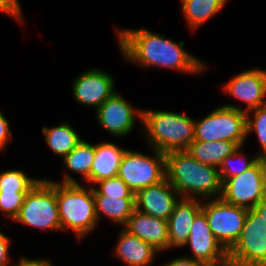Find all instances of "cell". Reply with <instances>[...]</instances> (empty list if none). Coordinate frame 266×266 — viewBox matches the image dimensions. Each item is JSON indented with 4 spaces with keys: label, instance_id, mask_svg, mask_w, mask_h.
<instances>
[{
    "label": "cell",
    "instance_id": "obj_1",
    "mask_svg": "<svg viewBox=\"0 0 266 266\" xmlns=\"http://www.w3.org/2000/svg\"><path fill=\"white\" fill-rule=\"evenodd\" d=\"M116 33L123 58L143 69L157 67L197 75L207 68L205 62L184 49V41L177 44L147 28H119Z\"/></svg>",
    "mask_w": 266,
    "mask_h": 266
},
{
    "label": "cell",
    "instance_id": "obj_2",
    "mask_svg": "<svg viewBox=\"0 0 266 266\" xmlns=\"http://www.w3.org/2000/svg\"><path fill=\"white\" fill-rule=\"evenodd\" d=\"M165 158L166 178L180 198H220L219 168L201 163L185 150L167 152Z\"/></svg>",
    "mask_w": 266,
    "mask_h": 266
},
{
    "label": "cell",
    "instance_id": "obj_3",
    "mask_svg": "<svg viewBox=\"0 0 266 266\" xmlns=\"http://www.w3.org/2000/svg\"><path fill=\"white\" fill-rule=\"evenodd\" d=\"M63 179L60 183L55 180L61 231L72 230L79 241L98 223L93 188L86 189L68 172Z\"/></svg>",
    "mask_w": 266,
    "mask_h": 266
},
{
    "label": "cell",
    "instance_id": "obj_4",
    "mask_svg": "<svg viewBox=\"0 0 266 266\" xmlns=\"http://www.w3.org/2000/svg\"><path fill=\"white\" fill-rule=\"evenodd\" d=\"M141 127L149 148L163 153L186 150L194 141L195 119L182 113L142 108Z\"/></svg>",
    "mask_w": 266,
    "mask_h": 266
},
{
    "label": "cell",
    "instance_id": "obj_5",
    "mask_svg": "<svg viewBox=\"0 0 266 266\" xmlns=\"http://www.w3.org/2000/svg\"><path fill=\"white\" fill-rule=\"evenodd\" d=\"M229 266H266V196L248 209L239 239L228 251Z\"/></svg>",
    "mask_w": 266,
    "mask_h": 266
},
{
    "label": "cell",
    "instance_id": "obj_6",
    "mask_svg": "<svg viewBox=\"0 0 266 266\" xmlns=\"http://www.w3.org/2000/svg\"><path fill=\"white\" fill-rule=\"evenodd\" d=\"M194 141L246 143V113L242 107L223 104L203 119L195 120Z\"/></svg>",
    "mask_w": 266,
    "mask_h": 266
},
{
    "label": "cell",
    "instance_id": "obj_7",
    "mask_svg": "<svg viewBox=\"0 0 266 266\" xmlns=\"http://www.w3.org/2000/svg\"><path fill=\"white\" fill-rule=\"evenodd\" d=\"M15 221L31 228L61 231L56 182L52 179H40L26 194L13 222Z\"/></svg>",
    "mask_w": 266,
    "mask_h": 266
},
{
    "label": "cell",
    "instance_id": "obj_8",
    "mask_svg": "<svg viewBox=\"0 0 266 266\" xmlns=\"http://www.w3.org/2000/svg\"><path fill=\"white\" fill-rule=\"evenodd\" d=\"M151 149L153 156L127 149L120 162L117 176L134 194L166 178L165 153Z\"/></svg>",
    "mask_w": 266,
    "mask_h": 266
},
{
    "label": "cell",
    "instance_id": "obj_9",
    "mask_svg": "<svg viewBox=\"0 0 266 266\" xmlns=\"http://www.w3.org/2000/svg\"><path fill=\"white\" fill-rule=\"evenodd\" d=\"M201 211L215 238L228 252L239 239L248 209L229 204L221 198H212L202 201Z\"/></svg>",
    "mask_w": 266,
    "mask_h": 266
},
{
    "label": "cell",
    "instance_id": "obj_10",
    "mask_svg": "<svg viewBox=\"0 0 266 266\" xmlns=\"http://www.w3.org/2000/svg\"><path fill=\"white\" fill-rule=\"evenodd\" d=\"M221 181L220 198L229 204L253 209L266 196V182L258 160L243 173Z\"/></svg>",
    "mask_w": 266,
    "mask_h": 266
},
{
    "label": "cell",
    "instance_id": "obj_11",
    "mask_svg": "<svg viewBox=\"0 0 266 266\" xmlns=\"http://www.w3.org/2000/svg\"><path fill=\"white\" fill-rule=\"evenodd\" d=\"M125 98L114 92L99 108L95 111L97 123L109 135L123 137L131 134L136 124V119L142 123V109L133 108Z\"/></svg>",
    "mask_w": 266,
    "mask_h": 266
},
{
    "label": "cell",
    "instance_id": "obj_12",
    "mask_svg": "<svg viewBox=\"0 0 266 266\" xmlns=\"http://www.w3.org/2000/svg\"><path fill=\"white\" fill-rule=\"evenodd\" d=\"M191 257L207 266H229L228 252L215 238L205 214L201 211L194 219L187 243Z\"/></svg>",
    "mask_w": 266,
    "mask_h": 266
},
{
    "label": "cell",
    "instance_id": "obj_13",
    "mask_svg": "<svg viewBox=\"0 0 266 266\" xmlns=\"http://www.w3.org/2000/svg\"><path fill=\"white\" fill-rule=\"evenodd\" d=\"M114 80L113 76L104 70L89 69L73 81L74 100L96 110L115 92Z\"/></svg>",
    "mask_w": 266,
    "mask_h": 266
},
{
    "label": "cell",
    "instance_id": "obj_14",
    "mask_svg": "<svg viewBox=\"0 0 266 266\" xmlns=\"http://www.w3.org/2000/svg\"><path fill=\"white\" fill-rule=\"evenodd\" d=\"M224 93L244 102V112L264 105L266 97V70L255 68L239 72L224 84Z\"/></svg>",
    "mask_w": 266,
    "mask_h": 266
},
{
    "label": "cell",
    "instance_id": "obj_15",
    "mask_svg": "<svg viewBox=\"0 0 266 266\" xmlns=\"http://www.w3.org/2000/svg\"><path fill=\"white\" fill-rule=\"evenodd\" d=\"M180 196L165 178L135 194V209L153 217L169 220Z\"/></svg>",
    "mask_w": 266,
    "mask_h": 266
},
{
    "label": "cell",
    "instance_id": "obj_16",
    "mask_svg": "<svg viewBox=\"0 0 266 266\" xmlns=\"http://www.w3.org/2000/svg\"><path fill=\"white\" fill-rule=\"evenodd\" d=\"M202 200L179 198L168 220V251L184 247L195 217L201 212Z\"/></svg>",
    "mask_w": 266,
    "mask_h": 266
},
{
    "label": "cell",
    "instance_id": "obj_17",
    "mask_svg": "<svg viewBox=\"0 0 266 266\" xmlns=\"http://www.w3.org/2000/svg\"><path fill=\"white\" fill-rule=\"evenodd\" d=\"M162 253L168 250V220L134 210L122 227Z\"/></svg>",
    "mask_w": 266,
    "mask_h": 266
},
{
    "label": "cell",
    "instance_id": "obj_18",
    "mask_svg": "<svg viewBox=\"0 0 266 266\" xmlns=\"http://www.w3.org/2000/svg\"><path fill=\"white\" fill-rule=\"evenodd\" d=\"M113 250L126 266H149L159 253L152 245L121 229Z\"/></svg>",
    "mask_w": 266,
    "mask_h": 266
},
{
    "label": "cell",
    "instance_id": "obj_19",
    "mask_svg": "<svg viewBox=\"0 0 266 266\" xmlns=\"http://www.w3.org/2000/svg\"><path fill=\"white\" fill-rule=\"evenodd\" d=\"M126 150L112 142L95 144V156L90 178L86 182L91 183L90 186H94L96 182L117 176L120 162Z\"/></svg>",
    "mask_w": 266,
    "mask_h": 266
},
{
    "label": "cell",
    "instance_id": "obj_20",
    "mask_svg": "<svg viewBox=\"0 0 266 266\" xmlns=\"http://www.w3.org/2000/svg\"><path fill=\"white\" fill-rule=\"evenodd\" d=\"M95 200V213L99 220L104 215L111 222L123 227L132 212L135 210V198L107 197L104 195H93Z\"/></svg>",
    "mask_w": 266,
    "mask_h": 266
},
{
    "label": "cell",
    "instance_id": "obj_21",
    "mask_svg": "<svg viewBox=\"0 0 266 266\" xmlns=\"http://www.w3.org/2000/svg\"><path fill=\"white\" fill-rule=\"evenodd\" d=\"M239 148L230 141H193L185 150L201 163L219 168L223 160Z\"/></svg>",
    "mask_w": 266,
    "mask_h": 266
},
{
    "label": "cell",
    "instance_id": "obj_22",
    "mask_svg": "<svg viewBox=\"0 0 266 266\" xmlns=\"http://www.w3.org/2000/svg\"><path fill=\"white\" fill-rule=\"evenodd\" d=\"M45 143L51 149L52 153L61 156L63 159L69 154L83 139L68 122L54 127L44 126L42 128Z\"/></svg>",
    "mask_w": 266,
    "mask_h": 266
},
{
    "label": "cell",
    "instance_id": "obj_23",
    "mask_svg": "<svg viewBox=\"0 0 266 266\" xmlns=\"http://www.w3.org/2000/svg\"><path fill=\"white\" fill-rule=\"evenodd\" d=\"M228 0H181L182 13L191 31L198 30L225 6Z\"/></svg>",
    "mask_w": 266,
    "mask_h": 266
},
{
    "label": "cell",
    "instance_id": "obj_24",
    "mask_svg": "<svg viewBox=\"0 0 266 266\" xmlns=\"http://www.w3.org/2000/svg\"><path fill=\"white\" fill-rule=\"evenodd\" d=\"M94 156L95 145L83 139L62 161L68 172L78 173L87 181L90 178Z\"/></svg>",
    "mask_w": 266,
    "mask_h": 266
},
{
    "label": "cell",
    "instance_id": "obj_25",
    "mask_svg": "<svg viewBox=\"0 0 266 266\" xmlns=\"http://www.w3.org/2000/svg\"><path fill=\"white\" fill-rule=\"evenodd\" d=\"M242 147L243 146H239V148L235 152H233L223 160L222 164L219 167V175L221 180H227L228 178L243 173L258 160L257 154H251L250 157H248L247 154H244L241 150Z\"/></svg>",
    "mask_w": 266,
    "mask_h": 266
},
{
    "label": "cell",
    "instance_id": "obj_26",
    "mask_svg": "<svg viewBox=\"0 0 266 266\" xmlns=\"http://www.w3.org/2000/svg\"><path fill=\"white\" fill-rule=\"evenodd\" d=\"M40 179L29 177L22 170H6L0 173V192H29Z\"/></svg>",
    "mask_w": 266,
    "mask_h": 266
},
{
    "label": "cell",
    "instance_id": "obj_27",
    "mask_svg": "<svg viewBox=\"0 0 266 266\" xmlns=\"http://www.w3.org/2000/svg\"><path fill=\"white\" fill-rule=\"evenodd\" d=\"M253 115V116H252ZM250 133H256L260 149L258 153L262 154L266 152V106L250 110L246 113V137L250 136Z\"/></svg>",
    "mask_w": 266,
    "mask_h": 266
},
{
    "label": "cell",
    "instance_id": "obj_28",
    "mask_svg": "<svg viewBox=\"0 0 266 266\" xmlns=\"http://www.w3.org/2000/svg\"><path fill=\"white\" fill-rule=\"evenodd\" d=\"M93 195H104L118 198H135V194L118 176L101 180L95 183ZM97 186V187H96ZM99 186V187H98Z\"/></svg>",
    "mask_w": 266,
    "mask_h": 266
},
{
    "label": "cell",
    "instance_id": "obj_29",
    "mask_svg": "<svg viewBox=\"0 0 266 266\" xmlns=\"http://www.w3.org/2000/svg\"><path fill=\"white\" fill-rule=\"evenodd\" d=\"M28 192H0V211L10 218L11 222L19 214Z\"/></svg>",
    "mask_w": 266,
    "mask_h": 266
},
{
    "label": "cell",
    "instance_id": "obj_30",
    "mask_svg": "<svg viewBox=\"0 0 266 266\" xmlns=\"http://www.w3.org/2000/svg\"><path fill=\"white\" fill-rule=\"evenodd\" d=\"M19 0H0V11L23 24V14Z\"/></svg>",
    "mask_w": 266,
    "mask_h": 266
},
{
    "label": "cell",
    "instance_id": "obj_31",
    "mask_svg": "<svg viewBox=\"0 0 266 266\" xmlns=\"http://www.w3.org/2000/svg\"><path fill=\"white\" fill-rule=\"evenodd\" d=\"M8 119L0 110V150L4 151L13 137Z\"/></svg>",
    "mask_w": 266,
    "mask_h": 266
},
{
    "label": "cell",
    "instance_id": "obj_32",
    "mask_svg": "<svg viewBox=\"0 0 266 266\" xmlns=\"http://www.w3.org/2000/svg\"><path fill=\"white\" fill-rule=\"evenodd\" d=\"M10 246V238H8V236L5 235L0 229V266H11L12 260H10L11 257L9 256Z\"/></svg>",
    "mask_w": 266,
    "mask_h": 266
},
{
    "label": "cell",
    "instance_id": "obj_33",
    "mask_svg": "<svg viewBox=\"0 0 266 266\" xmlns=\"http://www.w3.org/2000/svg\"><path fill=\"white\" fill-rule=\"evenodd\" d=\"M161 266H207L205 263L195 260L191 257L187 256H182V257H177L174 258Z\"/></svg>",
    "mask_w": 266,
    "mask_h": 266
},
{
    "label": "cell",
    "instance_id": "obj_34",
    "mask_svg": "<svg viewBox=\"0 0 266 266\" xmlns=\"http://www.w3.org/2000/svg\"><path fill=\"white\" fill-rule=\"evenodd\" d=\"M52 262L48 259H29L27 257H22L18 262L12 263V266H51Z\"/></svg>",
    "mask_w": 266,
    "mask_h": 266
},
{
    "label": "cell",
    "instance_id": "obj_35",
    "mask_svg": "<svg viewBox=\"0 0 266 266\" xmlns=\"http://www.w3.org/2000/svg\"><path fill=\"white\" fill-rule=\"evenodd\" d=\"M258 161L261 165L262 174L266 182V152L258 155Z\"/></svg>",
    "mask_w": 266,
    "mask_h": 266
}]
</instances>
